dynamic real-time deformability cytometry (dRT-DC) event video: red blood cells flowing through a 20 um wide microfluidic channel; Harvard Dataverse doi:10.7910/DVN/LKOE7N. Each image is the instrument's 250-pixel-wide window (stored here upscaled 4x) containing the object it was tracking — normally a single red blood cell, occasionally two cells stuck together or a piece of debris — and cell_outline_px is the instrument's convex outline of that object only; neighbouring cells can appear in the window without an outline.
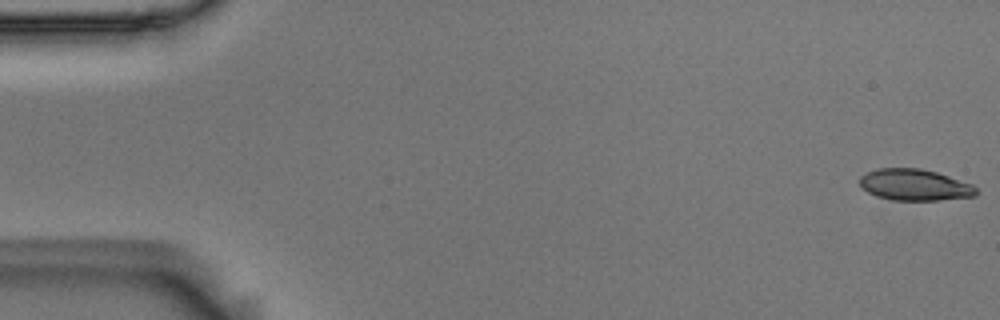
{"species": "Egyptian fruit bat (a non-hibernating species)", "species_latin": "Rousettus aegyptiacus", "temperature_condition": "room temperature", "stored_images_in_passage": 16, "camera_frame_rate_fps": 3000, "um_per_image_px": 0.085, "animal": {"sex": "male"}, "frame": {"image": 1, "passage_image": 1, "time_ms": 0.0, "image_size_px": [1000, 320], "cell_outline_px": [[976, 196], [940, 200], [892, 200], [876, 196], [868, 192], [860, 184], [860, 176], [876, 168], [920, 168], [936, 172], [972, 184], [976, 188]], "centroid_in_image_um": [77.74, 15.71], "position_along_channel_um": 7.3, "area_um2": 21.21}}
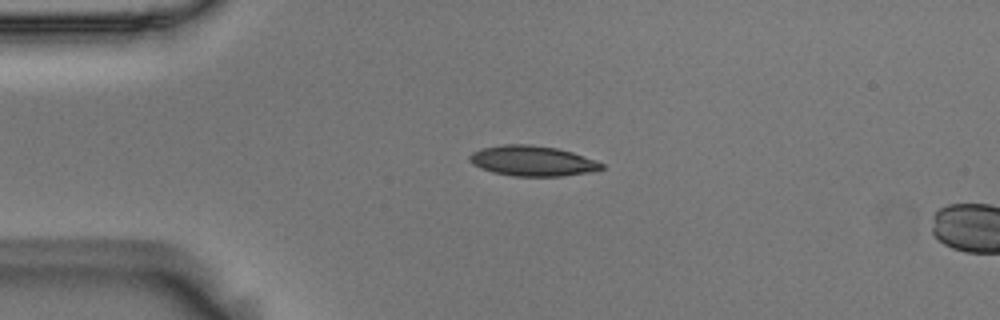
{"frame": {"image": 2, "passage_image": 13, "time_ms": 4.0, "image_size_px": [1000, 320], "cell_outline_px": [[604, 168], [592, 172], [560, 176], [512, 176], [492, 172], [480, 168], [472, 164], [468, 160], [468, 156], [472, 152], [484, 148], [504, 144], [528, 144], [556, 148], [572, 152], [596, 160], [604, 164]], "centroid_in_image_um": [45.25, 13.68], "position_along_channel_um": 39.8, "area_um2": 23.35}}